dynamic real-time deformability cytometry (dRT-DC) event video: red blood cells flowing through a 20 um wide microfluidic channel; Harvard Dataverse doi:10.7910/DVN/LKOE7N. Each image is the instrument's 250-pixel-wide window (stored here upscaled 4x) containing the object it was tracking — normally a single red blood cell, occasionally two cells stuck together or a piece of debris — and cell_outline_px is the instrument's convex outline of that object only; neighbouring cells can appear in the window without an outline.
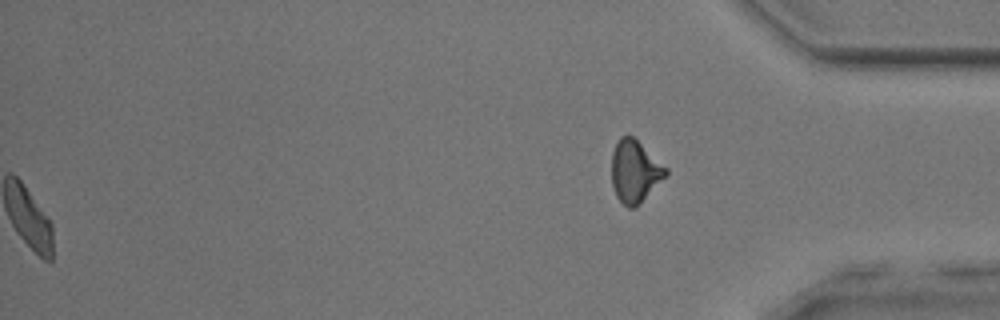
{"species": "common noctule bat (a hibernating species)", "species_latin": "Nyctalus noctula", "temperature_condition": "room temperature", "stored_images_in_passage": 49, "camera_frame_rate_fps": 3000, "um_per_image_px": 0.085, "animal": {"sex": "male", "body_mass_g": 17.9, "forearm_length_mm": 54.2}, "frame": {"image": 1, "passage_image": 49, "time_ms": 16.0, "image_size_px": [1000, 320], "cell_outline_px": [[668, 176], [640, 204], [632, 208], [628, 208], [616, 196], [612, 184], [612, 152], [620, 136], [632, 136], [668, 168]], "centroid_in_image_um": [53.99, 14.59], "position_along_channel_um": 381.2, "area_um2": 19.71}, "authors_computed_cell_mechanics": {"area_um2": 19.0162, "velocity_mm_per_s": 3.9689, "shape_relaxation_time_tau1_ms": 5.9357, "shape_relaxation_time_tau2_ms": 2.4668, "deformation_change_tau1": 0.1233, "deformation_change_tau2": 0.0995}}